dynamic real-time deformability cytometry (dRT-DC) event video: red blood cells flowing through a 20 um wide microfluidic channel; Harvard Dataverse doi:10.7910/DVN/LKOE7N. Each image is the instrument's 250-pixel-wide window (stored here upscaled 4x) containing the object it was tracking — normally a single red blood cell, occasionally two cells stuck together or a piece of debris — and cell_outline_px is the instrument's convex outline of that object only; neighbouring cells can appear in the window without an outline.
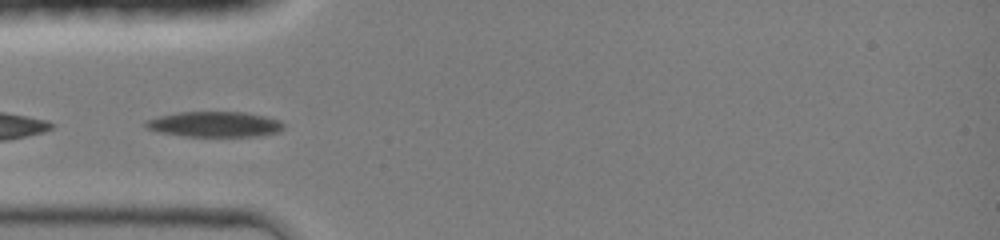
{"species": "common noctule bat (a hibernating species)", "species_latin": "Nyctalus noctula", "temperature_condition": "room temperature", "stored_images_in_passage": 31, "camera_frame_rate_fps": 3000, "um_per_image_px": 0.085, "animal": {"sex": "female", "body_mass_g": 19.0, "forearm_length_mm": 51.5}, "frame": {"image": 1, "passage_image": 1, "time_ms": 0.0, "image_size_px": [1000, 240], "cell_outline_px": [[284, 128], [280, 132], [264, 136], [184, 136], [156, 132], [144, 128], [144, 120], [156, 116], [180, 112], [244, 112], [264, 116], [280, 120], [284, 124]], "centroid_in_image_um": [18.21, 10.57], "position_along_channel_um": 66.8, "area_um2": 20.81}}
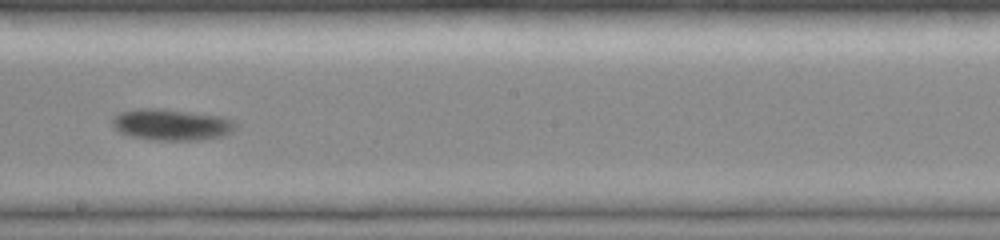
{"frame": {"image": 2, "passage_image": 13, "time_ms": 4.0, "image_size_px": [1000, 240], "cell_outline_px": [[236, 128], [232, 132], [224, 136], [200, 140], [152, 140], [132, 136], [120, 132], [112, 124], [112, 116], [120, 112], [136, 108], [160, 108], [224, 116], [232, 120], [236, 124]], "centroid_in_image_um": [14.6, 10.58], "position_along_channel_um": 233.6, "area_um2": 22.77}}
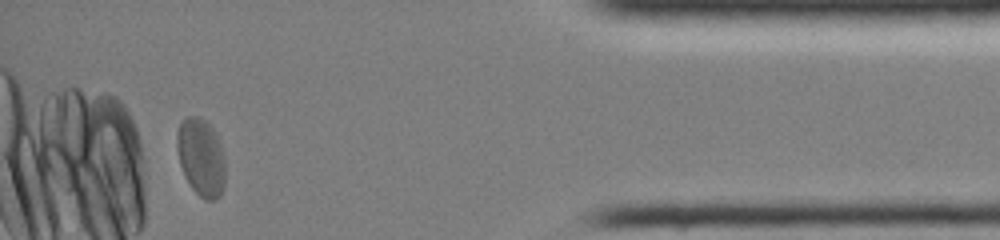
{"frame": {"image": 3, "passage_image": 29, "time_ms": 9.333, "image_size_px": [1000, 240], "cell_outline_px": [[224, 188], [220, 196], [216, 200], [204, 200], [188, 184], [184, 176], [180, 164], [176, 148], [176, 132], [180, 120], [184, 116], [196, 116], [204, 120], [216, 132], [224, 156]], "centroid_in_image_um": [17.06, 13.36], "position_along_channel_um": 418.1, "area_um2": 22.25}}